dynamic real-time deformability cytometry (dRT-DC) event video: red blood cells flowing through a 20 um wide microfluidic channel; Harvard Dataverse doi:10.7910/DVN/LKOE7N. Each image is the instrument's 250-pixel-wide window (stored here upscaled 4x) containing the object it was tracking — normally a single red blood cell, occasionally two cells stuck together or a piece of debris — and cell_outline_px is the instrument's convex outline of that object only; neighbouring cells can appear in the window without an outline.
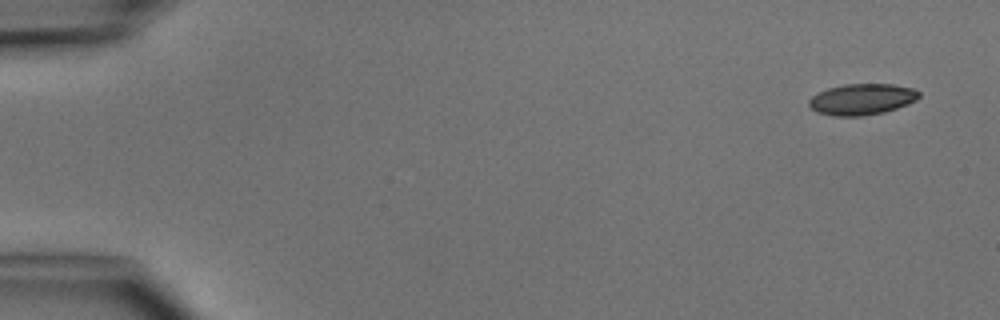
{"species": "common noctule bat (a hibernating species)", "species_latin": "Nyctalus noctula", "temperature_condition": "cold", "stored_images_in_passage": 5, "camera_frame_rate_fps": 3000, "um_per_image_px": 0.085, "animal": {"sex": "male", "body_mass_g": 15.6}, "frame": {"image": 1, "passage_image": 1, "time_ms": 0.0, "image_size_px": [1000, 320], "cell_outline_px": [[920, 96], [916, 100], [908, 104], [884, 112], [860, 116], [832, 116], [816, 112], [808, 104], [808, 100], [812, 96], [828, 88], [844, 84], [892, 84], [912, 88], [920, 92]], "centroid_in_image_um": [73.25, 8.44], "position_along_channel_um": 11.7, "area_um2": 19.94}}
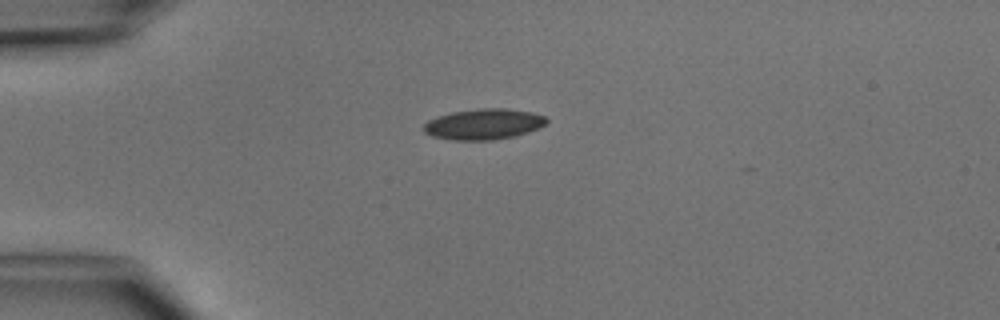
{"frame": {"image": 2, "passage_image": 4, "time_ms": 3.333, "image_size_px": [1000, 320], "cell_outline_px": [[548, 120], [540, 128], [516, 136], [492, 140], [456, 140], [432, 136], [424, 132], [424, 124], [428, 120], [436, 116], [452, 112], [480, 108], [504, 108], [532, 112], [544, 116]], "centroid_in_image_um": [41.11, 10.55], "position_along_channel_um": 43.9, "area_um2": 22.02}}
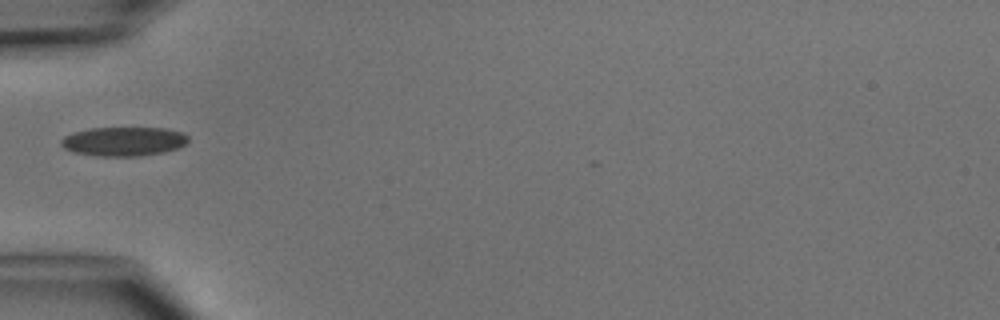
{"frame": {"image": 3, "passage_image": 5, "time_ms": 4.667, "image_size_px": [1000, 320], "cell_outline_px": [[188, 140], [184, 144], [176, 148], [164, 152], [140, 156], [96, 156], [72, 152], [64, 148], [60, 144], [60, 140], [64, 136], [72, 132], [88, 128], [164, 128], [184, 132], [188, 136]], "centroid_in_image_um": [10.47, 12.02], "position_along_channel_um": 74.5, "area_um2": 21.73}}